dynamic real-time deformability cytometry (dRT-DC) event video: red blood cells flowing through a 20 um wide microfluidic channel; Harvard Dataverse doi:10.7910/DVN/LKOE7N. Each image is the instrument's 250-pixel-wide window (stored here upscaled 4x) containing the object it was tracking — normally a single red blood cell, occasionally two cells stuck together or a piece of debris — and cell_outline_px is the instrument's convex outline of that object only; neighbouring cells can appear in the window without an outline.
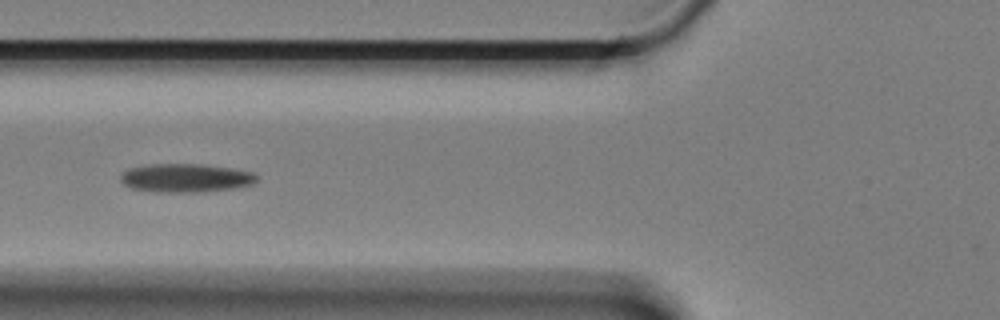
{"species": "Egyptian fruit bat (a non-hibernating species)", "species_latin": "Rousettus aegyptiacus", "temperature_condition": "cold", "stored_images_in_passage": 19, "camera_frame_rate_fps": 3000, "um_per_image_px": 0.085, "animal": {"sex": "female"}, "frame": {"image": 1, "passage_image": 6, "time_ms": 1.667, "image_size_px": [1000, 320], "cell_outline_px": [[256, 180], [252, 184], [232, 188], [204, 192], [156, 192], [132, 188], [124, 184], [120, 180], [120, 176], [128, 168], [148, 164], [204, 164], [252, 172], [256, 176]], "centroid_in_image_um": [15.74, 15.12], "position_along_channel_um": 110.1, "area_um2": 22.54}}
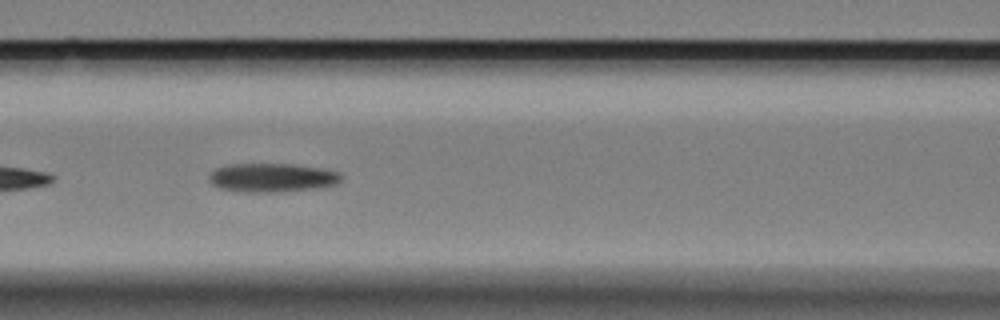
{"frame": {"image": 2, "passage_image": 9, "time_ms": 2.667, "image_size_px": [1000, 320], "cell_outline_px": [[340, 180], [336, 184], [312, 188], [272, 192], [236, 192], [220, 188], [212, 184], [208, 180], [208, 176], [216, 168], [228, 164], [292, 164], [324, 168], [340, 172]], "centroid_in_image_um": [23.07, 15.09], "position_along_channel_um": 143.5, "area_um2": 22.14}}